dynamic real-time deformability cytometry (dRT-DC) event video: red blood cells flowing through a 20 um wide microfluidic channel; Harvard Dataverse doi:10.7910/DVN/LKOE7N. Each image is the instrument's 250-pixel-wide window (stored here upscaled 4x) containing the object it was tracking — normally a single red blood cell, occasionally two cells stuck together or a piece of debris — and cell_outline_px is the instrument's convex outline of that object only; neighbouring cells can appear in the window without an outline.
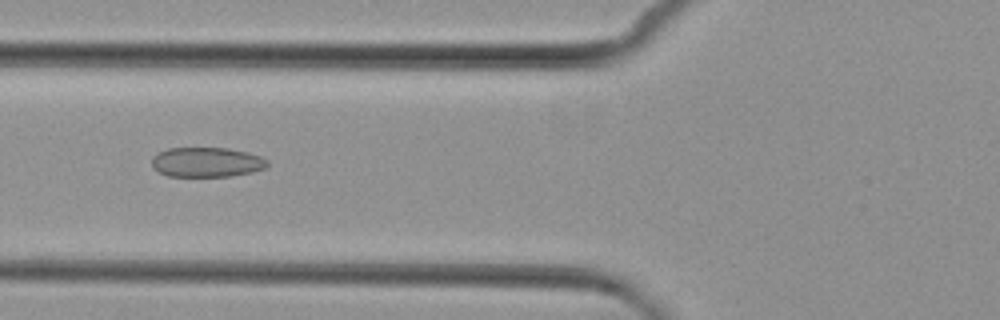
{"species": "common noctule bat (a hibernating species)", "species_latin": "Nyctalus noctula", "temperature_condition": "cold", "stored_images_in_passage": 4, "camera_frame_rate_fps": 3000, "um_per_image_px": 0.085, "animal": {"sex": "female", "body_mass_g": 29.2, "forearm_length_mm": 56.3}, "frame": {"image": 1, "passage_image": 4, "time_ms": 3.333, "image_size_px": [1000, 320], "cell_outline_px": [[268, 164], [264, 168], [252, 172], [228, 176], [168, 176], [152, 168], [152, 156], [156, 152], [168, 148], [228, 148], [248, 152], [260, 156], [268, 160]], "centroid_in_image_um": [17.54, 13.77], "position_along_channel_um": 108.3, "area_um2": 20.11}}